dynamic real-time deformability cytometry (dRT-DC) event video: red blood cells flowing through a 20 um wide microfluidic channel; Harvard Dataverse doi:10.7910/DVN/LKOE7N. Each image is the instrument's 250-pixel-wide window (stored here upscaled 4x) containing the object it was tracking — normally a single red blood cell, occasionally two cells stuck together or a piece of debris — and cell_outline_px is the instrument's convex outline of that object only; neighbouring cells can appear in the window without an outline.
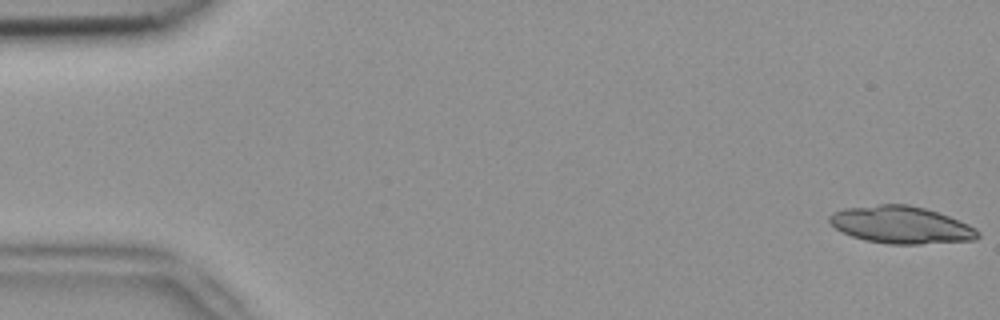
{"species": "common noctule bat (a hibernating species)", "species_latin": "Nyctalus noctula", "temperature_condition": "room temperature", "stored_images_in_passage": 19, "camera_frame_rate_fps": 3000, "um_per_image_px": 0.085, "animal": {"sex": "female", "body_mass_g": 18.4}, "frame": {"image": 1, "passage_image": 1, "time_ms": 0.0, "image_size_px": [1000, 320], "cell_outline_px": [[980, 236], [976, 240], [920, 244], [888, 244], [864, 240], [840, 232], [828, 220], [828, 216], [832, 212], [844, 208], [880, 204], [908, 204], [924, 208], [948, 216], [968, 224], [976, 228], [980, 232]], "centroid_in_image_um": [76.58, 19.12], "position_along_channel_um": 8.4, "area_um2": 32.37}}